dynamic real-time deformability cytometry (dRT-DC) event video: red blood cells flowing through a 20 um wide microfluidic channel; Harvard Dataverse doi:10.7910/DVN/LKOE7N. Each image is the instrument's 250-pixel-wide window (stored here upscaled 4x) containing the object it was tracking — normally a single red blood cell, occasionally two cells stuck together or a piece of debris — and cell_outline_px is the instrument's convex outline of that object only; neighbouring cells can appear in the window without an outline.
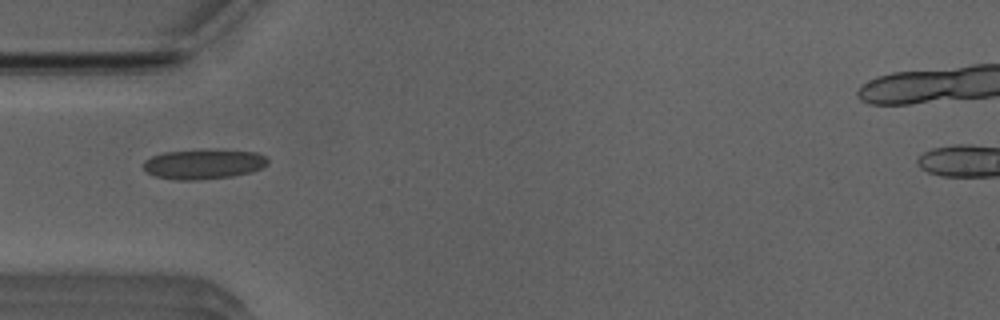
{"species": "Egyptian fruit bat (a non-hibernating species)", "species_latin": "Rousettus aegyptiacus", "temperature_condition": "room temperature", "stored_images_in_passage": 38, "segment_of_instrument_passage": [1, 2], "camera_frame_rate_fps": 3000, "um_per_image_px": 0.085, "animal": {"sex": "male"}, "frame": {"image": 1, "passage_image": 1, "time_ms": 0.0, "image_size_px": [1000, 320], "cell_outline_px": [[268, 164], [252, 172], [232, 176], [200, 180], [176, 180], [156, 176], [148, 172], [144, 168], [144, 160], [152, 156], [164, 152], [256, 152], [264, 156], [268, 160]], "centroid_in_image_um": [17.29, 14.0], "position_along_channel_um": 67.7, "area_um2": 20.63}}
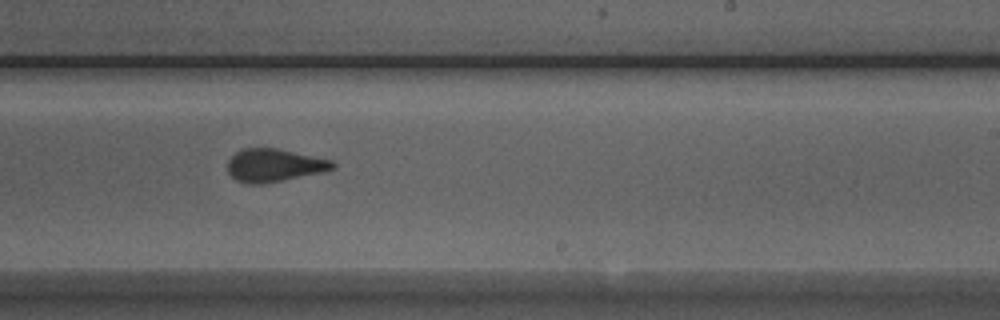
{"frame": {"image": 2, "passage_image": 16, "time_ms": 5.0, "image_size_px": [1000, 320], "cell_outline_px": [[336, 168], [324, 172], [264, 184], [244, 184], [236, 180], [228, 172], [228, 160], [236, 152], [244, 148], [276, 148], [332, 160], [336, 164]], "centroid_in_image_um": [23.32, 14.06], "position_along_channel_um": 265.7, "area_um2": 20.29}}
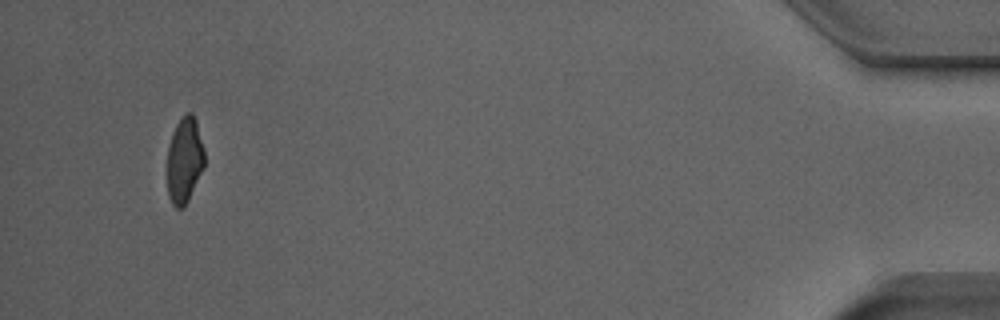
{"frame": {"image": 3, "passage_image": 34, "time_ms": 11.0, "image_size_px": [1000, 320], "cell_outline_px": [[204, 168], [184, 208], [176, 208], [172, 204], [168, 196], [168, 144], [172, 132], [176, 124], [184, 112], [192, 112], [196, 120], [204, 148]], "centroid_in_image_um": [15.68, 13.59], "position_along_channel_um": 419.5, "area_um2": 18.84}}